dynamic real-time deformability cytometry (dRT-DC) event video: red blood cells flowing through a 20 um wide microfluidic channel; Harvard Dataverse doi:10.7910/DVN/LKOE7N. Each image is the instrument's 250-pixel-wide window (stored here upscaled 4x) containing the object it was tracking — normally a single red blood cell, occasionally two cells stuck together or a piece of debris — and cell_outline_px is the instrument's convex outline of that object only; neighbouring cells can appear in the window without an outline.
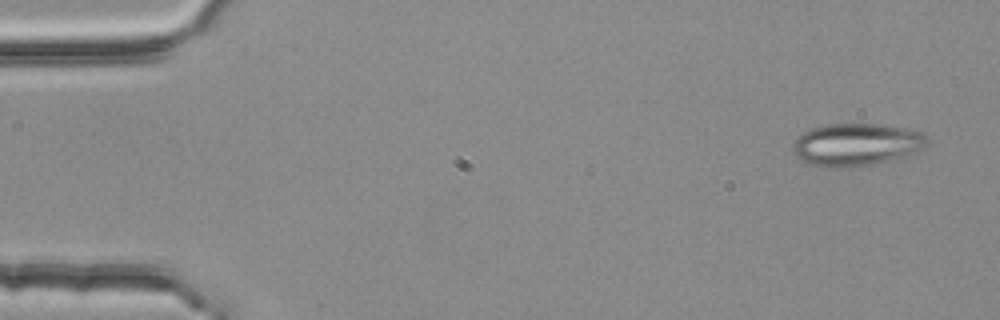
{"species": "common noctule bat (a hibernating species)", "species_latin": "Nyctalus noctula", "temperature_condition": "room temperature", "stored_images_in_passage": 3, "camera_frame_rate_fps": 3000, "um_per_image_px": 0.085, "animal": {"sex": "female", "body_mass_g": 25.1}, "frame": {"image": 1, "passage_image": 1, "time_ms": 0.0, "image_size_px": [1000, 320], "cell_outline_px": [[928, 144], [924, 148], [916, 152], [904, 156], [872, 164], [848, 168], [824, 168], [808, 164], [800, 160], [796, 156], [792, 148], [792, 144], [796, 136], [812, 128], [828, 124], [880, 124], [904, 128], [924, 132], [928, 140]], "centroid_in_image_um": [72.76, 12.3], "position_along_channel_um": 12.2, "area_um2": 33.64}}